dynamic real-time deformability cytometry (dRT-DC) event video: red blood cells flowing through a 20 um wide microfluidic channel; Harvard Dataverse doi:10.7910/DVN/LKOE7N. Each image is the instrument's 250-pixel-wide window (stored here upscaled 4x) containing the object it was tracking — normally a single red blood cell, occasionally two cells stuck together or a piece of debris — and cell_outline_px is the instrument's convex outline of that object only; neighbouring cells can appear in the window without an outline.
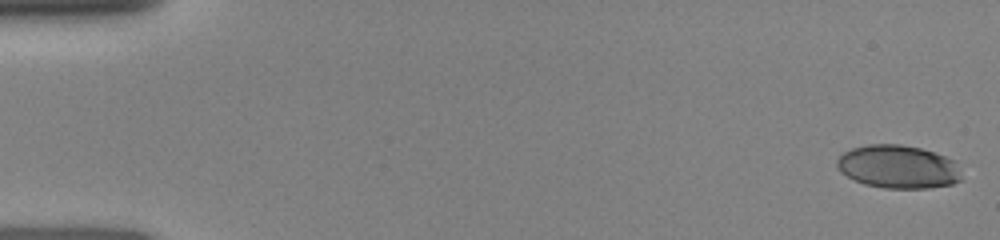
{"species": "human", "species_latin": "Homo sapiens", "temperature_condition": "room temperature", "stored_images_in_passage": 19, "camera_frame_rate_fps": 3000, "um_per_image_px": 0.085, "donor": {"sex": "female"}, "frame": {"image": 1, "passage_image": 1, "time_ms": 0.0, "image_size_px": [1000, 240], "cell_outline_px": [[960, 180], [952, 184], [928, 188], [884, 188], [864, 184], [840, 172], [836, 164], [836, 160], [844, 152], [852, 148], [868, 144], [900, 144], [920, 148], [956, 160]], "centroid_in_image_um": [76.32, 14.17], "position_along_channel_um": 8.7, "area_um2": 31.21}}
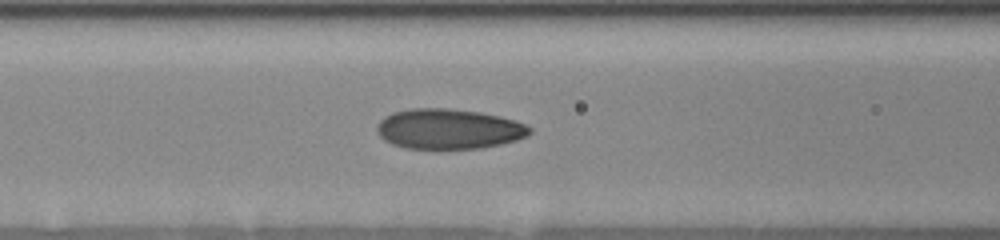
{"frame": {"image": 2, "passage_image": 11, "time_ms": 6.333, "image_size_px": [1000, 240], "cell_outline_px": [[532, 132], [528, 136], [516, 140], [500, 144], [480, 148], [404, 148], [392, 144], [384, 140], [380, 136], [376, 128], [380, 120], [384, 116], [392, 112], [412, 108], [448, 108], [480, 112], [500, 116], [516, 120], [532, 128]], "centroid_in_image_um": [38.14, 10.95], "position_along_channel_um": 128.5, "area_um2": 35.84}}
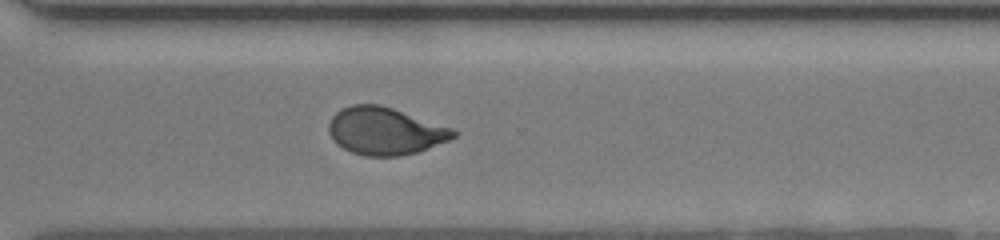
{"frame": {"image": 3, "passage_image": 19, "time_ms": 11.333, "image_size_px": [1000, 240], "cell_outline_px": [[460, 132], [456, 136], [448, 140], [428, 148], [416, 152], [400, 156], [364, 156], [352, 152], [336, 144], [332, 140], [328, 132], [328, 124], [332, 116], [340, 108], [352, 104], [380, 104], [452, 128]], "centroid_in_image_um": [32.69, 11.13], "position_along_channel_um": 337.9, "area_um2": 34.51}}